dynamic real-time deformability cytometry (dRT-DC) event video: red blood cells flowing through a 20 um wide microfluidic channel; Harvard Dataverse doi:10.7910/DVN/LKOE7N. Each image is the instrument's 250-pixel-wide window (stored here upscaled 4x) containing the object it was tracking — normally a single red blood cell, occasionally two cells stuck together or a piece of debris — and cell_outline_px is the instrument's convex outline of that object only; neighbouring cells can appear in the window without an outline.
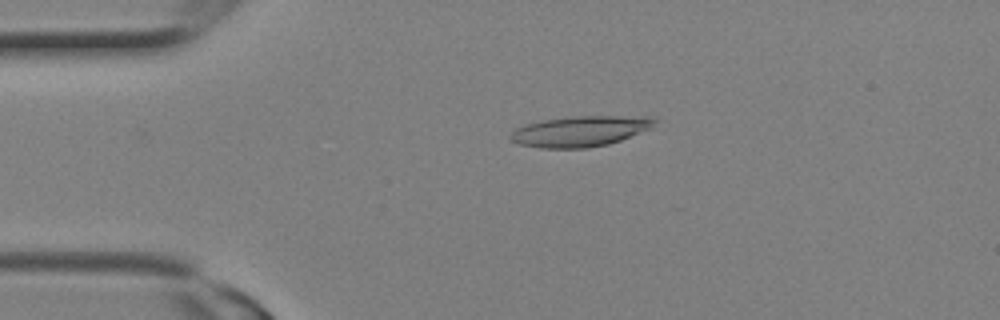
{"species": "Egyptian fruit bat (a non-hibernating species)", "species_latin": "Rousettus aegyptiacus", "temperature_condition": "room temperature", "stored_images_in_passage": 6, "camera_frame_rate_fps": 3000, "um_per_image_px": 0.085, "animal": {"sex": "female"}, "frame": {"image": 1, "passage_image": 4, "time_ms": 1.0, "image_size_px": [1000, 320], "cell_outline_px": [[656, 120], [652, 128], [620, 140], [608, 144], [588, 148], [540, 148], [520, 144], [512, 140], [508, 136], [516, 128], [524, 124], [540, 120], [572, 116], [652, 116]], "centroid_in_image_um": [49.31, 11.14], "position_along_channel_um": 35.7, "area_um2": 25.84}}